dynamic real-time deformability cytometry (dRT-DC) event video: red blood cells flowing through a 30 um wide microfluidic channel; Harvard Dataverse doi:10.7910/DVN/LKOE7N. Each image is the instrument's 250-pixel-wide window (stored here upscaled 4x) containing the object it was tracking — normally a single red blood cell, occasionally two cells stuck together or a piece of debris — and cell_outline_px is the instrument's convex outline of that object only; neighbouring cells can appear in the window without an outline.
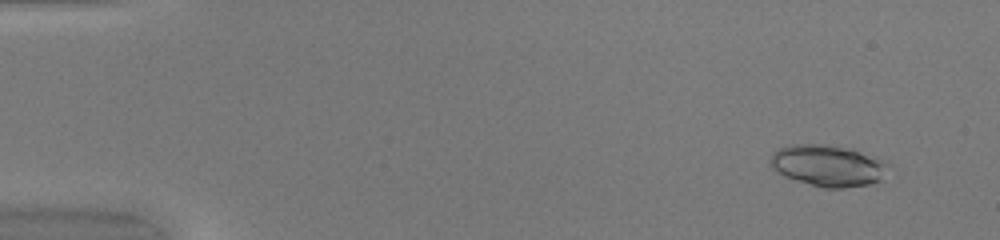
{"species": "common noctule bat (a hibernating species)", "species_latin": "Nyctalus noctula", "temperature_condition": "warm", "stored_images_in_passage": 49, "camera_frame_rate_fps": 3000, "um_per_image_px": 0.085, "animal": {"sex": "female", "body_mass_g": 20.0, "forearm_length_mm": 54.0}, "frame": {"image": 1, "passage_image": 4, "time_ms": 1.0, "image_size_px": [1000, 240], "cell_outline_px": [[892, 164], [880, 180], [872, 184], [844, 188], [824, 188], [796, 180], [784, 176], [772, 168], [772, 152], [780, 148], [792, 144], [820, 144], [852, 148], [880, 156]], "centroid_in_image_um": [70.48, 14.06], "position_along_channel_um": 14.5, "area_um2": 28.96}}
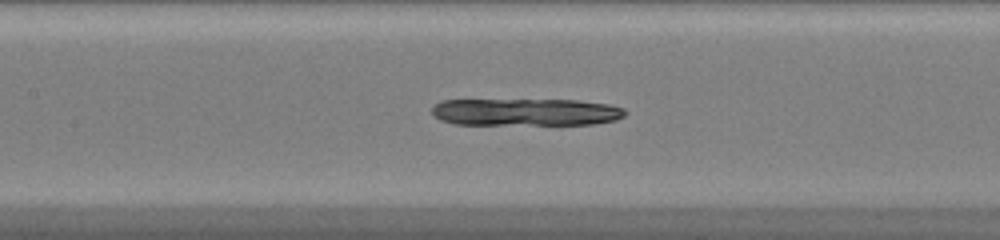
{"frame": {"image": 2, "passage_image": 24, "time_ms": 7.667, "image_size_px": [1000, 240], "cell_outline_px": [[628, 112], [624, 116], [616, 120], [596, 124], [456, 124], [440, 120], [432, 112], [432, 104], [440, 100], [580, 100], [608, 104], [624, 108]], "centroid_in_image_um": [44.71, 9.52], "position_along_channel_um": 162.7, "area_um2": 30.87}}
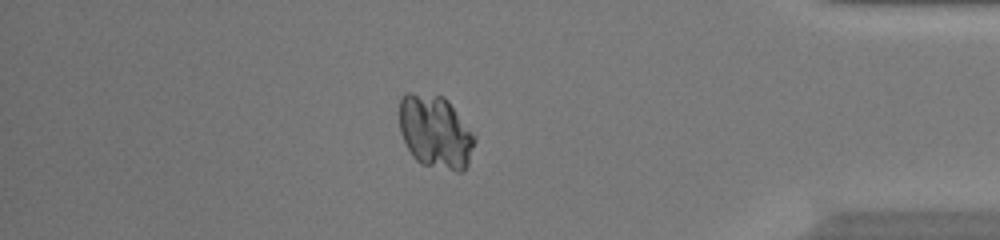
{"frame": {"image": 3, "passage_image": 43, "time_ms": 14.0, "image_size_px": [1000, 240], "cell_outline_px": [[476, 140], [468, 164], [464, 172], [456, 172], [420, 164], [412, 156], [400, 132], [400, 100], [408, 92], [412, 92], [444, 96], [448, 100], [476, 136]], "centroid_in_image_um": [37.03, 11.23], "position_along_channel_um": 398.2, "area_um2": 32.37}}